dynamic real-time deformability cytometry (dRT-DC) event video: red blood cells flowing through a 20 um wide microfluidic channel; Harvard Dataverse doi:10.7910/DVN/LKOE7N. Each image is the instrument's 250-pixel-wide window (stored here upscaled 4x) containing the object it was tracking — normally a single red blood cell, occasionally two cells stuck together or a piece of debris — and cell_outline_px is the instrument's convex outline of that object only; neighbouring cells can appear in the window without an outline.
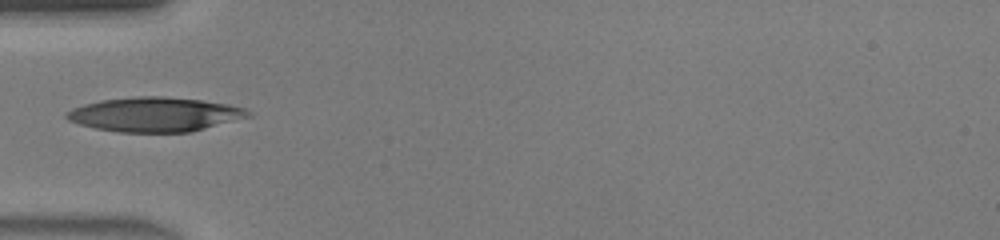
{"species": "human", "species_latin": "Homo sapiens", "temperature_condition": "warm", "stored_images_in_passage": 31, "camera_frame_rate_fps": 3000, "um_per_image_px": 0.085, "donor": {"sex": "male"}, "frame": {"image": 1, "passage_image": 1, "time_ms": 0.0, "image_size_px": [1000, 240], "cell_outline_px": [[252, 116], [192, 132], [120, 132], [96, 128], [80, 124], [68, 120], [64, 116], [64, 112], [72, 108], [84, 104], [100, 100], [136, 96], [164, 96], [200, 100], [228, 104], [244, 108], [252, 112]], "centroid_in_image_um": [13.16, 9.72], "position_along_channel_um": 71.8, "area_um2": 36.53}}
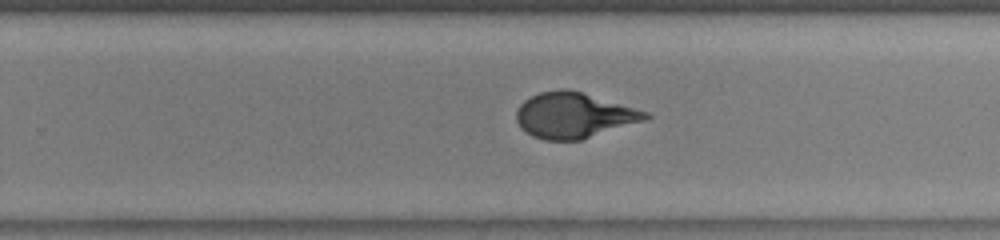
{"frame": {"image": 2, "passage_image": 15, "time_ms": 4.667, "image_size_px": [1000, 240], "cell_outline_px": [[652, 116], [644, 120], [580, 140], [544, 140], [532, 136], [520, 128], [516, 120], [516, 112], [520, 104], [524, 100], [540, 92], [560, 88], [568, 88], [648, 112]], "centroid_in_image_um": [48.73, 9.8], "position_along_channel_um": 281.1, "area_um2": 33.99}}
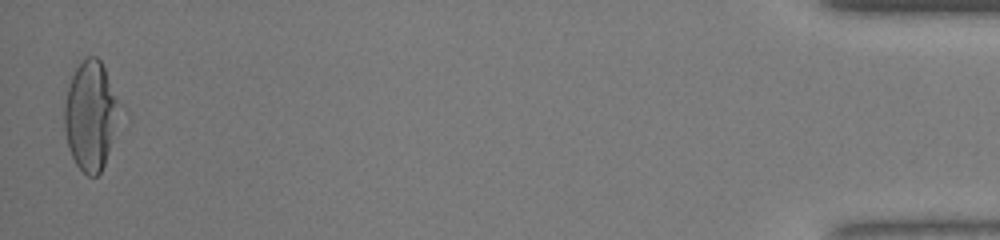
{"frame": {"image": 3, "passage_image": 31, "time_ms": 10.0, "image_size_px": [1000, 240], "cell_outline_px": [[128, 112], [104, 164], [100, 172], [96, 176], [88, 176], [76, 164], [68, 148], [64, 128], [64, 104], [68, 88], [72, 76], [76, 68], [84, 56], [96, 56], [100, 60]], "centroid_in_image_um": [7.83, 9.82], "position_along_channel_um": 427.4, "area_um2": 36.99}, "authors_computed_cell_mechanics": {"area_um2": 34.2176, "velocity_mm_per_s": 4.4746, "shape_relaxation_time_tau1_ms": 6.2849, "shape_relaxation_time_tau2_ms": null, "deformation_change_tau1": 0.2988, "deformation_change_tau2": null}}